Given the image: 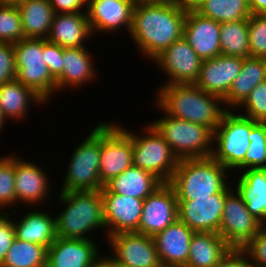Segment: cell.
Returning <instances> with one entry per match:
<instances>
[{
  "label": "cell",
  "mask_w": 266,
  "mask_h": 267,
  "mask_svg": "<svg viewBox=\"0 0 266 267\" xmlns=\"http://www.w3.org/2000/svg\"><path fill=\"white\" fill-rule=\"evenodd\" d=\"M187 10L169 0H137L130 37L141 53L154 60L174 41L183 37Z\"/></svg>",
  "instance_id": "cell-1"
},
{
  "label": "cell",
  "mask_w": 266,
  "mask_h": 267,
  "mask_svg": "<svg viewBox=\"0 0 266 267\" xmlns=\"http://www.w3.org/2000/svg\"><path fill=\"white\" fill-rule=\"evenodd\" d=\"M156 97V106L161 112L208 127L214 132L227 111L221 97L207 93L195 84L163 85L158 88Z\"/></svg>",
  "instance_id": "cell-2"
},
{
  "label": "cell",
  "mask_w": 266,
  "mask_h": 267,
  "mask_svg": "<svg viewBox=\"0 0 266 267\" xmlns=\"http://www.w3.org/2000/svg\"><path fill=\"white\" fill-rule=\"evenodd\" d=\"M59 201L67 207L56 217L57 237L91 239L87 233L105 227L101 189L96 191H61ZM94 229V230H93Z\"/></svg>",
  "instance_id": "cell-3"
},
{
  "label": "cell",
  "mask_w": 266,
  "mask_h": 267,
  "mask_svg": "<svg viewBox=\"0 0 266 267\" xmlns=\"http://www.w3.org/2000/svg\"><path fill=\"white\" fill-rule=\"evenodd\" d=\"M226 170L212 156L181 159L169 184L174 188L177 200L208 197L229 184Z\"/></svg>",
  "instance_id": "cell-4"
},
{
  "label": "cell",
  "mask_w": 266,
  "mask_h": 267,
  "mask_svg": "<svg viewBox=\"0 0 266 267\" xmlns=\"http://www.w3.org/2000/svg\"><path fill=\"white\" fill-rule=\"evenodd\" d=\"M164 114L163 118L150 124L169 144L178 160L212 155L214 143L212 129Z\"/></svg>",
  "instance_id": "cell-5"
},
{
  "label": "cell",
  "mask_w": 266,
  "mask_h": 267,
  "mask_svg": "<svg viewBox=\"0 0 266 267\" xmlns=\"http://www.w3.org/2000/svg\"><path fill=\"white\" fill-rule=\"evenodd\" d=\"M13 48L16 79L49 102L56 92V82L45 64V39L24 38L13 44Z\"/></svg>",
  "instance_id": "cell-6"
},
{
  "label": "cell",
  "mask_w": 266,
  "mask_h": 267,
  "mask_svg": "<svg viewBox=\"0 0 266 267\" xmlns=\"http://www.w3.org/2000/svg\"><path fill=\"white\" fill-rule=\"evenodd\" d=\"M257 121L244 117L243 114L227 110L220 125L214 132L212 157L221 163L227 172L235 169L244 161L250 146L249 133ZM215 145H217L215 147Z\"/></svg>",
  "instance_id": "cell-7"
},
{
  "label": "cell",
  "mask_w": 266,
  "mask_h": 267,
  "mask_svg": "<svg viewBox=\"0 0 266 267\" xmlns=\"http://www.w3.org/2000/svg\"><path fill=\"white\" fill-rule=\"evenodd\" d=\"M120 127L132 138L133 165L153 173L163 183H169L179 160L158 131L150 123L144 127L145 135L139 136Z\"/></svg>",
  "instance_id": "cell-8"
},
{
  "label": "cell",
  "mask_w": 266,
  "mask_h": 267,
  "mask_svg": "<svg viewBox=\"0 0 266 267\" xmlns=\"http://www.w3.org/2000/svg\"><path fill=\"white\" fill-rule=\"evenodd\" d=\"M101 123L74 149L61 191H96L102 189L99 175Z\"/></svg>",
  "instance_id": "cell-9"
},
{
  "label": "cell",
  "mask_w": 266,
  "mask_h": 267,
  "mask_svg": "<svg viewBox=\"0 0 266 267\" xmlns=\"http://www.w3.org/2000/svg\"><path fill=\"white\" fill-rule=\"evenodd\" d=\"M133 165L132 138L116 123H101L99 175L104 186Z\"/></svg>",
  "instance_id": "cell-10"
},
{
  "label": "cell",
  "mask_w": 266,
  "mask_h": 267,
  "mask_svg": "<svg viewBox=\"0 0 266 267\" xmlns=\"http://www.w3.org/2000/svg\"><path fill=\"white\" fill-rule=\"evenodd\" d=\"M233 190L226 195L218 233L231 247L243 248L264 225L247 210L238 190Z\"/></svg>",
  "instance_id": "cell-11"
},
{
  "label": "cell",
  "mask_w": 266,
  "mask_h": 267,
  "mask_svg": "<svg viewBox=\"0 0 266 267\" xmlns=\"http://www.w3.org/2000/svg\"><path fill=\"white\" fill-rule=\"evenodd\" d=\"M228 184L219 193L194 200H178V219L194 232H219Z\"/></svg>",
  "instance_id": "cell-12"
},
{
  "label": "cell",
  "mask_w": 266,
  "mask_h": 267,
  "mask_svg": "<svg viewBox=\"0 0 266 267\" xmlns=\"http://www.w3.org/2000/svg\"><path fill=\"white\" fill-rule=\"evenodd\" d=\"M115 264L126 267H162L152 236L130 232L107 237Z\"/></svg>",
  "instance_id": "cell-13"
},
{
  "label": "cell",
  "mask_w": 266,
  "mask_h": 267,
  "mask_svg": "<svg viewBox=\"0 0 266 267\" xmlns=\"http://www.w3.org/2000/svg\"><path fill=\"white\" fill-rule=\"evenodd\" d=\"M178 219V200L169 183L160 185L143 200L138 233L154 237Z\"/></svg>",
  "instance_id": "cell-14"
},
{
  "label": "cell",
  "mask_w": 266,
  "mask_h": 267,
  "mask_svg": "<svg viewBox=\"0 0 266 267\" xmlns=\"http://www.w3.org/2000/svg\"><path fill=\"white\" fill-rule=\"evenodd\" d=\"M202 61L184 37L174 41L154 59L158 67L168 75L169 80L164 85L195 84Z\"/></svg>",
  "instance_id": "cell-15"
},
{
  "label": "cell",
  "mask_w": 266,
  "mask_h": 267,
  "mask_svg": "<svg viewBox=\"0 0 266 267\" xmlns=\"http://www.w3.org/2000/svg\"><path fill=\"white\" fill-rule=\"evenodd\" d=\"M103 218L107 227L106 236L118 233H138V226L143 209V199L112 192H101Z\"/></svg>",
  "instance_id": "cell-16"
},
{
  "label": "cell",
  "mask_w": 266,
  "mask_h": 267,
  "mask_svg": "<svg viewBox=\"0 0 266 267\" xmlns=\"http://www.w3.org/2000/svg\"><path fill=\"white\" fill-rule=\"evenodd\" d=\"M183 37L202 60L221 54L220 23L200 15L194 9L187 10Z\"/></svg>",
  "instance_id": "cell-17"
},
{
  "label": "cell",
  "mask_w": 266,
  "mask_h": 267,
  "mask_svg": "<svg viewBox=\"0 0 266 267\" xmlns=\"http://www.w3.org/2000/svg\"><path fill=\"white\" fill-rule=\"evenodd\" d=\"M137 0H88L87 18L92 33H113L121 27L130 32L132 14ZM113 31V32H112Z\"/></svg>",
  "instance_id": "cell-18"
},
{
  "label": "cell",
  "mask_w": 266,
  "mask_h": 267,
  "mask_svg": "<svg viewBox=\"0 0 266 267\" xmlns=\"http://www.w3.org/2000/svg\"><path fill=\"white\" fill-rule=\"evenodd\" d=\"M244 58L218 55L203 60L195 85L207 93L222 99L228 94L234 79L241 72Z\"/></svg>",
  "instance_id": "cell-19"
},
{
  "label": "cell",
  "mask_w": 266,
  "mask_h": 267,
  "mask_svg": "<svg viewBox=\"0 0 266 267\" xmlns=\"http://www.w3.org/2000/svg\"><path fill=\"white\" fill-rule=\"evenodd\" d=\"M93 239L57 237L47 249L46 267H93L102 257Z\"/></svg>",
  "instance_id": "cell-20"
},
{
  "label": "cell",
  "mask_w": 266,
  "mask_h": 267,
  "mask_svg": "<svg viewBox=\"0 0 266 267\" xmlns=\"http://www.w3.org/2000/svg\"><path fill=\"white\" fill-rule=\"evenodd\" d=\"M194 231L177 219L153 238L162 267H185Z\"/></svg>",
  "instance_id": "cell-21"
},
{
  "label": "cell",
  "mask_w": 266,
  "mask_h": 267,
  "mask_svg": "<svg viewBox=\"0 0 266 267\" xmlns=\"http://www.w3.org/2000/svg\"><path fill=\"white\" fill-rule=\"evenodd\" d=\"M14 173L17 204L22 202L33 206L38 203V206L47 200L50 186L42 167L14 156Z\"/></svg>",
  "instance_id": "cell-22"
},
{
  "label": "cell",
  "mask_w": 266,
  "mask_h": 267,
  "mask_svg": "<svg viewBox=\"0 0 266 267\" xmlns=\"http://www.w3.org/2000/svg\"><path fill=\"white\" fill-rule=\"evenodd\" d=\"M93 35L86 12L55 13L47 40L62 48L84 47Z\"/></svg>",
  "instance_id": "cell-23"
},
{
  "label": "cell",
  "mask_w": 266,
  "mask_h": 267,
  "mask_svg": "<svg viewBox=\"0 0 266 267\" xmlns=\"http://www.w3.org/2000/svg\"><path fill=\"white\" fill-rule=\"evenodd\" d=\"M89 54L85 46L63 48L62 74L55 80L56 91L65 90L69 86L82 87L96 79L97 70Z\"/></svg>",
  "instance_id": "cell-24"
},
{
  "label": "cell",
  "mask_w": 266,
  "mask_h": 267,
  "mask_svg": "<svg viewBox=\"0 0 266 267\" xmlns=\"http://www.w3.org/2000/svg\"><path fill=\"white\" fill-rule=\"evenodd\" d=\"M162 184L163 182L153 173L132 165L108 181L101 192H112L144 200Z\"/></svg>",
  "instance_id": "cell-25"
},
{
  "label": "cell",
  "mask_w": 266,
  "mask_h": 267,
  "mask_svg": "<svg viewBox=\"0 0 266 267\" xmlns=\"http://www.w3.org/2000/svg\"><path fill=\"white\" fill-rule=\"evenodd\" d=\"M266 80L265 58H244L241 72L234 79L228 94L223 98V104L227 110L239 106L249 96L250 92L261 82Z\"/></svg>",
  "instance_id": "cell-26"
},
{
  "label": "cell",
  "mask_w": 266,
  "mask_h": 267,
  "mask_svg": "<svg viewBox=\"0 0 266 267\" xmlns=\"http://www.w3.org/2000/svg\"><path fill=\"white\" fill-rule=\"evenodd\" d=\"M242 172L235 189L243 197L247 210L266 226V168Z\"/></svg>",
  "instance_id": "cell-27"
},
{
  "label": "cell",
  "mask_w": 266,
  "mask_h": 267,
  "mask_svg": "<svg viewBox=\"0 0 266 267\" xmlns=\"http://www.w3.org/2000/svg\"><path fill=\"white\" fill-rule=\"evenodd\" d=\"M231 246L216 232H194L185 267H214Z\"/></svg>",
  "instance_id": "cell-28"
},
{
  "label": "cell",
  "mask_w": 266,
  "mask_h": 267,
  "mask_svg": "<svg viewBox=\"0 0 266 267\" xmlns=\"http://www.w3.org/2000/svg\"><path fill=\"white\" fill-rule=\"evenodd\" d=\"M46 211H30L19 223L13 220L17 239L43 245L47 249L56 240V218Z\"/></svg>",
  "instance_id": "cell-29"
},
{
  "label": "cell",
  "mask_w": 266,
  "mask_h": 267,
  "mask_svg": "<svg viewBox=\"0 0 266 267\" xmlns=\"http://www.w3.org/2000/svg\"><path fill=\"white\" fill-rule=\"evenodd\" d=\"M30 102L37 105L46 103L33 89L23 85L17 79L0 85V109L7 120L8 118L15 121L23 119L28 112Z\"/></svg>",
  "instance_id": "cell-30"
},
{
  "label": "cell",
  "mask_w": 266,
  "mask_h": 267,
  "mask_svg": "<svg viewBox=\"0 0 266 267\" xmlns=\"http://www.w3.org/2000/svg\"><path fill=\"white\" fill-rule=\"evenodd\" d=\"M25 38L46 39L55 16L50 0H27L16 5Z\"/></svg>",
  "instance_id": "cell-31"
},
{
  "label": "cell",
  "mask_w": 266,
  "mask_h": 267,
  "mask_svg": "<svg viewBox=\"0 0 266 267\" xmlns=\"http://www.w3.org/2000/svg\"><path fill=\"white\" fill-rule=\"evenodd\" d=\"M194 10L219 23L248 19L252 14L247 0H201Z\"/></svg>",
  "instance_id": "cell-32"
},
{
  "label": "cell",
  "mask_w": 266,
  "mask_h": 267,
  "mask_svg": "<svg viewBox=\"0 0 266 267\" xmlns=\"http://www.w3.org/2000/svg\"><path fill=\"white\" fill-rule=\"evenodd\" d=\"M221 55L250 57L248 19L220 23Z\"/></svg>",
  "instance_id": "cell-33"
},
{
  "label": "cell",
  "mask_w": 266,
  "mask_h": 267,
  "mask_svg": "<svg viewBox=\"0 0 266 267\" xmlns=\"http://www.w3.org/2000/svg\"><path fill=\"white\" fill-rule=\"evenodd\" d=\"M47 248L15 238L0 267H46Z\"/></svg>",
  "instance_id": "cell-34"
},
{
  "label": "cell",
  "mask_w": 266,
  "mask_h": 267,
  "mask_svg": "<svg viewBox=\"0 0 266 267\" xmlns=\"http://www.w3.org/2000/svg\"><path fill=\"white\" fill-rule=\"evenodd\" d=\"M250 146L237 169L266 168V122H258L249 133Z\"/></svg>",
  "instance_id": "cell-35"
},
{
  "label": "cell",
  "mask_w": 266,
  "mask_h": 267,
  "mask_svg": "<svg viewBox=\"0 0 266 267\" xmlns=\"http://www.w3.org/2000/svg\"><path fill=\"white\" fill-rule=\"evenodd\" d=\"M24 38L17 6L0 2V42L15 44Z\"/></svg>",
  "instance_id": "cell-36"
},
{
  "label": "cell",
  "mask_w": 266,
  "mask_h": 267,
  "mask_svg": "<svg viewBox=\"0 0 266 267\" xmlns=\"http://www.w3.org/2000/svg\"><path fill=\"white\" fill-rule=\"evenodd\" d=\"M16 203L13 154V156L0 157V209L10 208V206H14Z\"/></svg>",
  "instance_id": "cell-37"
},
{
  "label": "cell",
  "mask_w": 266,
  "mask_h": 267,
  "mask_svg": "<svg viewBox=\"0 0 266 267\" xmlns=\"http://www.w3.org/2000/svg\"><path fill=\"white\" fill-rule=\"evenodd\" d=\"M250 57L266 59V15L251 14L248 18Z\"/></svg>",
  "instance_id": "cell-38"
},
{
  "label": "cell",
  "mask_w": 266,
  "mask_h": 267,
  "mask_svg": "<svg viewBox=\"0 0 266 267\" xmlns=\"http://www.w3.org/2000/svg\"><path fill=\"white\" fill-rule=\"evenodd\" d=\"M239 107H245L244 117L266 122V80L258 84Z\"/></svg>",
  "instance_id": "cell-39"
},
{
  "label": "cell",
  "mask_w": 266,
  "mask_h": 267,
  "mask_svg": "<svg viewBox=\"0 0 266 267\" xmlns=\"http://www.w3.org/2000/svg\"><path fill=\"white\" fill-rule=\"evenodd\" d=\"M251 267H266V226H264L244 247Z\"/></svg>",
  "instance_id": "cell-40"
},
{
  "label": "cell",
  "mask_w": 266,
  "mask_h": 267,
  "mask_svg": "<svg viewBox=\"0 0 266 267\" xmlns=\"http://www.w3.org/2000/svg\"><path fill=\"white\" fill-rule=\"evenodd\" d=\"M16 79L13 44L0 42V85Z\"/></svg>",
  "instance_id": "cell-41"
},
{
  "label": "cell",
  "mask_w": 266,
  "mask_h": 267,
  "mask_svg": "<svg viewBox=\"0 0 266 267\" xmlns=\"http://www.w3.org/2000/svg\"><path fill=\"white\" fill-rule=\"evenodd\" d=\"M9 216V213L6 212L0 214V265L4 261L12 242L16 238L15 227Z\"/></svg>",
  "instance_id": "cell-42"
},
{
  "label": "cell",
  "mask_w": 266,
  "mask_h": 267,
  "mask_svg": "<svg viewBox=\"0 0 266 267\" xmlns=\"http://www.w3.org/2000/svg\"><path fill=\"white\" fill-rule=\"evenodd\" d=\"M63 48L45 39V64L56 80L62 74Z\"/></svg>",
  "instance_id": "cell-43"
},
{
  "label": "cell",
  "mask_w": 266,
  "mask_h": 267,
  "mask_svg": "<svg viewBox=\"0 0 266 267\" xmlns=\"http://www.w3.org/2000/svg\"><path fill=\"white\" fill-rule=\"evenodd\" d=\"M249 262L243 248L231 247L214 267H250Z\"/></svg>",
  "instance_id": "cell-44"
},
{
  "label": "cell",
  "mask_w": 266,
  "mask_h": 267,
  "mask_svg": "<svg viewBox=\"0 0 266 267\" xmlns=\"http://www.w3.org/2000/svg\"><path fill=\"white\" fill-rule=\"evenodd\" d=\"M87 3L88 0H50V4L55 13L86 12L87 10L85 9H87Z\"/></svg>",
  "instance_id": "cell-45"
},
{
  "label": "cell",
  "mask_w": 266,
  "mask_h": 267,
  "mask_svg": "<svg viewBox=\"0 0 266 267\" xmlns=\"http://www.w3.org/2000/svg\"><path fill=\"white\" fill-rule=\"evenodd\" d=\"M252 14L266 15V0H247Z\"/></svg>",
  "instance_id": "cell-46"
},
{
  "label": "cell",
  "mask_w": 266,
  "mask_h": 267,
  "mask_svg": "<svg viewBox=\"0 0 266 267\" xmlns=\"http://www.w3.org/2000/svg\"><path fill=\"white\" fill-rule=\"evenodd\" d=\"M177 7L184 8L186 10L194 9L201 0H169Z\"/></svg>",
  "instance_id": "cell-47"
},
{
  "label": "cell",
  "mask_w": 266,
  "mask_h": 267,
  "mask_svg": "<svg viewBox=\"0 0 266 267\" xmlns=\"http://www.w3.org/2000/svg\"><path fill=\"white\" fill-rule=\"evenodd\" d=\"M93 267H119V265L115 264L110 258L109 255L107 257H101Z\"/></svg>",
  "instance_id": "cell-48"
},
{
  "label": "cell",
  "mask_w": 266,
  "mask_h": 267,
  "mask_svg": "<svg viewBox=\"0 0 266 267\" xmlns=\"http://www.w3.org/2000/svg\"><path fill=\"white\" fill-rule=\"evenodd\" d=\"M23 1H27V0H0V2L4 4H11V5H17Z\"/></svg>",
  "instance_id": "cell-49"
},
{
  "label": "cell",
  "mask_w": 266,
  "mask_h": 267,
  "mask_svg": "<svg viewBox=\"0 0 266 267\" xmlns=\"http://www.w3.org/2000/svg\"><path fill=\"white\" fill-rule=\"evenodd\" d=\"M5 122H7V119L4 117L2 110L0 109V131H2Z\"/></svg>",
  "instance_id": "cell-50"
}]
</instances>
